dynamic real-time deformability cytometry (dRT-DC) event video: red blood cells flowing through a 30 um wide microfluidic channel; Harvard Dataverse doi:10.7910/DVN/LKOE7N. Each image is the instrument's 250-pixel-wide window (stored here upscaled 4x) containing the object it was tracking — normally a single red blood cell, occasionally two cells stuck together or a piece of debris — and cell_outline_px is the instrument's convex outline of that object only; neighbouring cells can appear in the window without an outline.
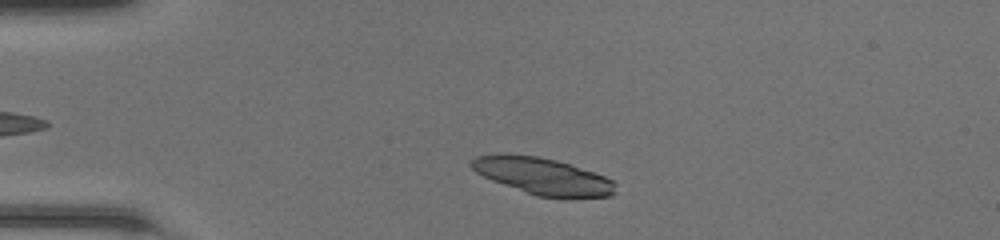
{"species": "common noctule bat (a hibernating species)", "species_latin": "Nyctalus noctula", "temperature_condition": "room temperature", "stored_images_in_passage": 41, "camera_frame_rate_fps": 3000, "um_per_image_px": 0.085, "animal": {"sex": "female", "body_mass_g": 20.0, "forearm_length_mm": 54.0}, "frame": {"image": 1, "passage_image": 4, "time_ms": 1.0, "image_size_px": [1000, 240], "cell_outline_px": [[616, 192], [612, 196], [536, 196], [492, 180], [476, 172], [468, 164], [476, 156], [504, 152], [508, 152], [536, 156], [556, 160], [604, 176], [612, 180], [616, 184]], "centroid_in_image_um": [46.06, 14.93], "position_along_channel_um": 38.9, "area_um2": 30.46}}